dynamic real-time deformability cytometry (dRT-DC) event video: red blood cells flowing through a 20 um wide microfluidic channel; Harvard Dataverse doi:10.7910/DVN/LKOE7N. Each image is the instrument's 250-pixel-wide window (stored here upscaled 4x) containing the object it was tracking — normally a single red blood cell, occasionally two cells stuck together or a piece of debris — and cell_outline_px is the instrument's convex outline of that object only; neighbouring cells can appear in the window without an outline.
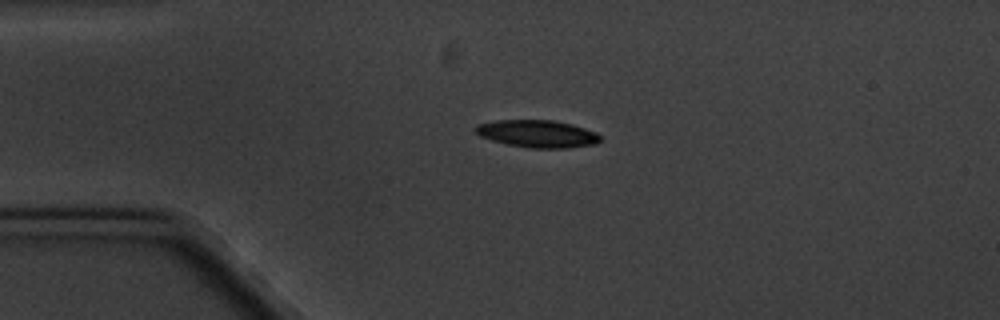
{"species": "common noctule bat (a hibernating species)", "species_latin": "Nyctalus noctula", "temperature_condition": "cold", "stored_images_in_passage": 6, "camera_frame_rate_fps": 3000, "um_per_image_px": 0.085, "animal": {"sex": "male", "body_mass_g": 20.1, "forearm_length_mm": 53.5}, "frame": {"image": 1, "passage_image": 4, "time_ms": 3.333, "image_size_px": [1000, 320], "cell_outline_px": [[600, 140], [596, 144], [568, 148], [532, 148], [508, 144], [492, 140], [480, 136], [472, 128], [476, 124], [496, 120], [552, 120], [572, 124], [596, 132], [600, 136]], "centroid_in_image_um": [45.66, 11.36], "position_along_channel_um": 39.3, "area_um2": 19.94}}